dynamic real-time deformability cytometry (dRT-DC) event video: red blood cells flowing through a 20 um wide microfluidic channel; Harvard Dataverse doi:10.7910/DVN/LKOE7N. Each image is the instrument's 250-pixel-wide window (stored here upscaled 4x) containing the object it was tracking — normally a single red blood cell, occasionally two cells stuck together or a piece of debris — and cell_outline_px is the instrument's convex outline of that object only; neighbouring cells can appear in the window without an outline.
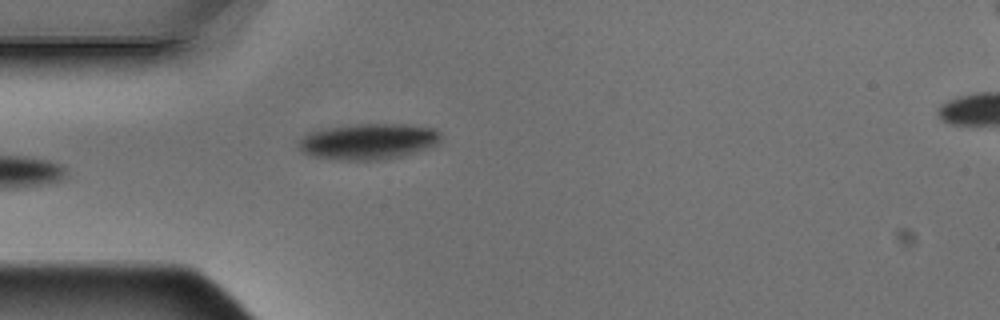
{"species": "Egyptian fruit bat (a non-hibernating species)", "species_latin": "Rousettus aegyptiacus", "temperature_condition": "warm", "stored_images_in_passage": 4, "camera_frame_rate_fps": 3000, "um_per_image_px": 0.085, "animal": {"sex": "male"}, "frame": {"image": 1, "passage_image": 4, "time_ms": 1.0, "image_size_px": [1000, 320], "cell_outline_px": [[440, 144], [428, 148], [400, 156], [376, 160], [336, 160], [312, 156], [304, 152], [296, 144], [308, 132], [324, 128], [356, 124], [408, 124], [436, 128], [440, 132]], "centroid_in_image_um": [31.32, 12.01], "position_along_channel_um": 53.7, "area_um2": 29.94}}